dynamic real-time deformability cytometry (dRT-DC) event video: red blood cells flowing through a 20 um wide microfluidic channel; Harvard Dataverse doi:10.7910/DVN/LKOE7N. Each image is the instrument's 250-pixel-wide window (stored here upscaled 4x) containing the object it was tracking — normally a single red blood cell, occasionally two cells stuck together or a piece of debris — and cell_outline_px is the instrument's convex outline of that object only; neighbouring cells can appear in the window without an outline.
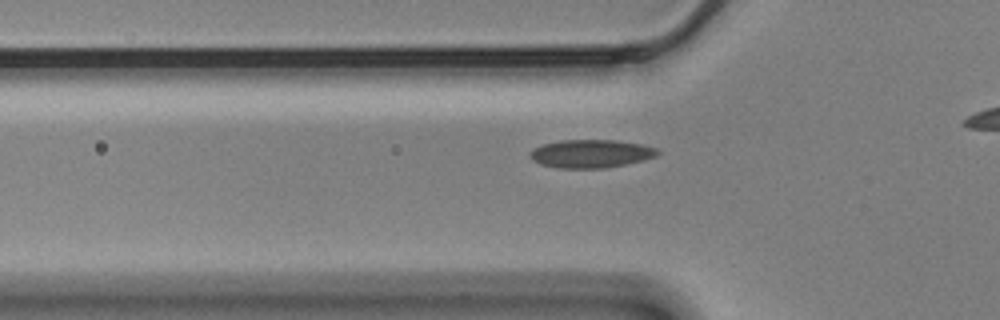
{"species": "Egyptian fruit bat (a non-hibernating species)", "species_latin": "Rousettus aegyptiacus", "temperature_condition": "cold", "stored_images_in_passage": 18, "camera_frame_rate_fps": 3000, "um_per_image_px": 0.085, "animal": {"sex": "male"}, "frame": {"image": 1, "passage_image": 7, "time_ms": 2.0, "image_size_px": [1000, 320], "cell_outline_px": [[660, 152], [656, 156], [644, 160], [604, 168], [556, 168], [540, 164], [532, 160], [528, 152], [532, 148], [544, 144], [560, 140], [616, 140], [640, 144], [656, 148]], "centroid_in_image_um": [50.19, 13.06], "position_along_channel_um": 75.6, "area_um2": 20.98}}
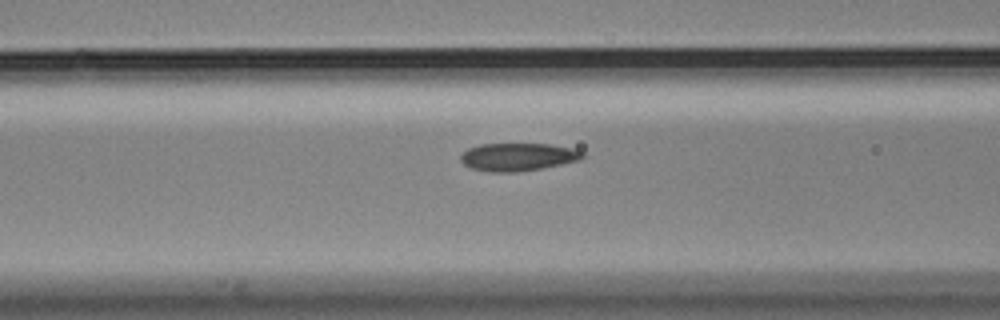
{"frame": {"image": 2, "passage_image": 11, "time_ms": 3.333, "image_size_px": [1000, 320], "cell_outline_px": [[588, 156], [580, 160], [564, 164], [544, 168], [520, 172], [488, 172], [472, 168], [464, 164], [460, 160], [460, 156], [468, 148], [480, 144], [552, 144], [572, 148], [584, 152]], "centroid_in_image_um": [44.08, 13.34], "position_along_channel_um": 122.5, "area_um2": 20.11}}